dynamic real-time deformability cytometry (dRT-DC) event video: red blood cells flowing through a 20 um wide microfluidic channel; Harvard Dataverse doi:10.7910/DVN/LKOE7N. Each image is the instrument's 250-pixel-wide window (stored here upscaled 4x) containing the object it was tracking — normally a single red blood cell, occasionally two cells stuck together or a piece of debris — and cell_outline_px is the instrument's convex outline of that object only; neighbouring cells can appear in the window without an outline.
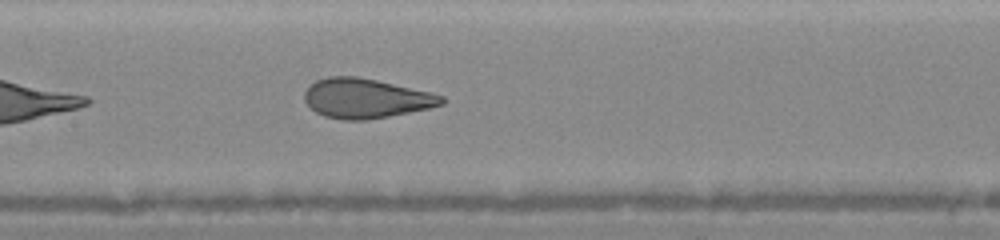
{"species": "human", "species_latin": "Homo sapiens", "temperature_condition": "warm", "stored_images_in_passage": 38, "segment_of_instrument_passage": [1, 2], "camera_frame_rate_fps": 3000, "um_per_image_px": 0.085, "donor": {"sex": "female"}, "frame": {"image": 1, "passage_image": 16, "time_ms": 7.0, "image_size_px": [1000, 240], "cell_outline_px": [[444, 104], [428, 108], [388, 116], [364, 120], [344, 120], [324, 116], [316, 112], [304, 100], [304, 92], [316, 80], [328, 76], [356, 76], [376, 80], [432, 92], [444, 96]], "centroid_in_image_um": [31.1, 8.35], "position_along_channel_um": 176.3, "area_um2": 31.44}}
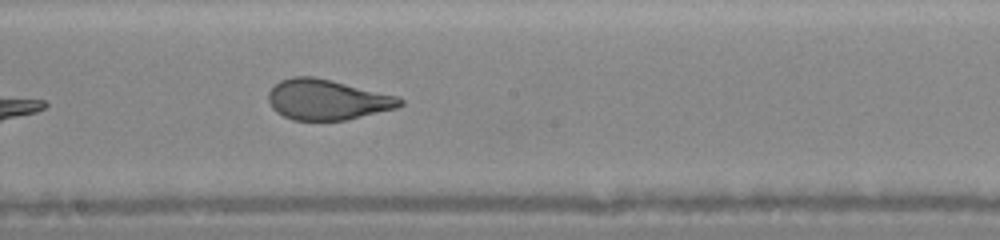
{"frame": {"image": 2, "passage_image": 21, "time_ms": 8.0, "image_size_px": [1000, 240], "cell_outline_px": [[404, 104], [396, 108], [344, 120], [292, 120], [276, 112], [272, 108], [268, 100], [268, 92], [280, 80], [292, 76], [312, 76], [332, 80], [396, 96], [404, 100]], "centroid_in_image_um": [27.78, 8.46], "position_along_channel_um": 220.4, "area_um2": 30.81}}
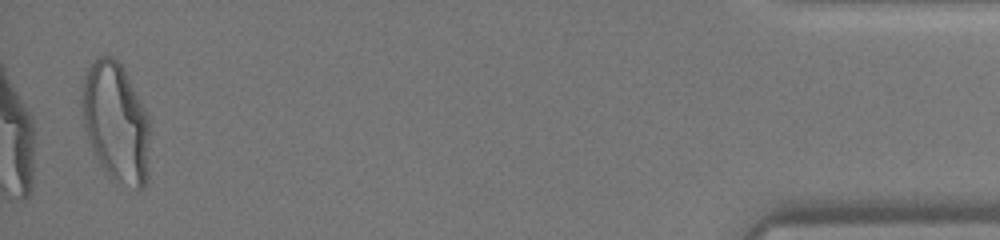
{"frame": {"image": 3, "passage_image": 37, "time_ms": 14.333, "image_size_px": [1000, 240], "cell_outline_px": [[148, 176], [144, 188], [140, 192], [108, 172], [104, 168], [92, 148], [84, 124], [80, 100], [84, 76], [92, 60], [96, 56], [112, 56], [124, 68], [148, 120]], "centroid_in_image_um": [9.83, 10.34], "position_along_channel_um": 425.4, "area_um2": 46.24}}